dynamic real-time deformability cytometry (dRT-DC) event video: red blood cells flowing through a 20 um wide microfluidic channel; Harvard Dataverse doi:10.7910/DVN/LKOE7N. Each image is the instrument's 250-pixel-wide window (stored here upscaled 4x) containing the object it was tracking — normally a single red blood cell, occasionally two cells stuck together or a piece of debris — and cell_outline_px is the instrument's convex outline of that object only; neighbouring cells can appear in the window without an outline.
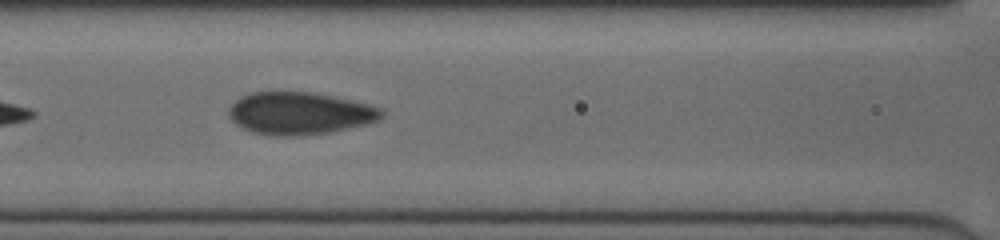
{"species": "human", "species_latin": "Homo sapiens", "temperature_condition": "cold", "stored_images_in_passage": 24, "camera_frame_rate_fps": 3000, "um_per_image_px": 0.085, "donor": {"sex": "female"}, "frame": {"image": 1, "passage_image": 8, "time_ms": 2.333, "image_size_px": [1000, 240], "cell_outline_px": [[384, 116], [368, 124], [332, 132], [300, 136], [268, 136], [252, 132], [236, 124], [228, 116], [228, 108], [240, 96], [252, 92], [312, 92], [332, 96], [368, 104], [380, 108], [384, 112]], "centroid_in_image_um": [25.45, 9.64], "position_along_channel_um": 141.1, "area_um2": 37.97}}